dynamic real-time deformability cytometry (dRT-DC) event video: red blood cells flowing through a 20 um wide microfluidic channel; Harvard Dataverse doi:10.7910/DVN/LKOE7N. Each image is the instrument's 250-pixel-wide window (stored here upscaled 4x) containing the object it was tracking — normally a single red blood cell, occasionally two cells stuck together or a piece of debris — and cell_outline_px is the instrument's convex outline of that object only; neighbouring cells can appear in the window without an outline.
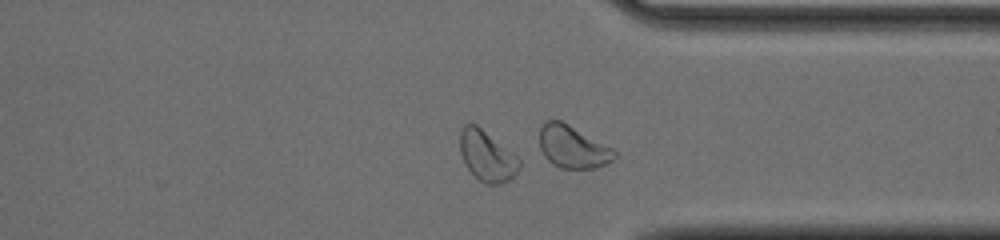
{"species": "common noctule bat (a hibernating species)", "species_latin": "Nyctalus noctula", "temperature_condition": "cold", "stored_images_in_passage": 48, "camera_frame_rate_fps": 3000, "um_per_image_px": 0.085, "animal": {"sex": "male", "body_mass_g": 20.0, "forearm_length_mm": 53.3}, "frame": {"image": 1, "passage_image": 35, "time_ms": 11.333, "image_size_px": [1000, 240], "cell_outline_px": [[520, 168], [508, 180], [500, 184], [484, 184], [464, 164], [460, 152], [460, 132], [464, 124], [476, 124], [520, 156]], "centroid_in_image_um": [41.41, 13.24], "position_along_channel_um": 370.0, "area_um2": 17.63}, "authors_computed_cell_mechanics": {"area_um2": 17.5712, "velocity_mm_per_s": 3.7106, "shape_relaxation_time_tau1_ms": 2.2635, "shape_relaxation_time_tau2_ms": null, "deformation_change_tau1": 0.0906, "deformation_change_tau2": null}}